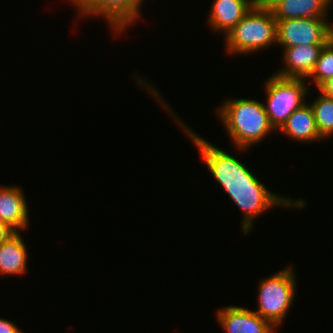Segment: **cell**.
Instances as JSON below:
<instances>
[{
	"label": "cell",
	"mask_w": 333,
	"mask_h": 333,
	"mask_svg": "<svg viewBox=\"0 0 333 333\" xmlns=\"http://www.w3.org/2000/svg\"><path fill=\"white\" fill-rule=\"evenodd\" d=\"M228 196L243 211L242 230L247 234L252 229L253 221L265 210L273 206L284 205L287 207H304L303 200H292L282 196L275 195L270 190H242L226 191Z\"/></svg>",
	"instance_id": "obj_8"
},
{
	"label": "cell",
	"mask_w": 333,
	"mask_h": 333,
	"mask_svg": "<svg viewBox=\"0 0 333 333\" xmlns=\"http://www.w3.org/2000/svg\"><path fill=\"white\" fill-rule=\"evenodd\" d=\"M282 133L296 141H316L321 139L318 132L314 112L310 105L305 103L295 110L279 129Z\"/></svg>",
	"instance_id": "obj_14"
},
{
	"label": "cell",
	"mask_w": 333,
	"mask_h": 333,
	"mask_svg": "<svg viewBox=\"0 0 333 333\" xmlns=\"http://www.w3.org/2000/svg\"><path fill=\"white\" fill-rule=\"evenodd\" d=\"M218 112L226 126L227 135L237 149H247L275 130L263 102L245 98L231 99L224 102Z\"/></svg>",
	"instance_id": "obj_1"
},
{
	"label": "cell",
	"mask_w": 333,
	"mask_h": 333,
	"mask_svg": "<svg viewBox=\"0 0 333 333\" xmlns=\"http://www.w3.org/2000/svg\"><path fill=\"white\" fill-rule=\"evenodd\" d=\"M209 25L214 31L227 34L251 9L249 0H214Z\"/></svg>",
	"instance_id": "obj_12"
},
{
	"label": "cell",
	"mask_w": 333,
	"mask_h": 333,
	"mask_svg": "<svg viewBox=\"0 0 333 333\" xmlns=\"http://www.w3.org/2000/svg\"><path fill=\"white\" fill-rule=\"evenodd\" d=\"M226 333H274L275 327L255 311L241 306H227L217 312Z\"/></svg>",
	"instance_id": "obj_9"
},
{
	"label": "cell",
	"mask_w": 333,
	"mask_h": 333,
	"mask_svg": "<svg viewBox=\"0 0 333 333\" xmlns=\"http://www.w3.org/2000/svg\"><path fill=\"white\" fill-rule=\"evenodd\" d=\"M310 77L313 78L318 89L333 77V42L331 40L322 48L314 70L307 78Z\"/></svg>",
	"instance_id": "obj_17"
},
{
	"label": "cell",
	"mask_w": 333,
	"mask_h": 333,
	"mask_svg": "<svg viewBox=\"0 0 333 333\" xmlns=\"http://www.w3.org/2000/svg\"><path fill=\"white\" fill-rule=\"evenodd\" d=\"M326 44L284 47L286 67L274 73L281 77L306 78L314 70L322 48Z\"/></svg>",
	"instance_id": "obj_10"
},
{
	"label": "cell",
	"mask_w": 333,
	"mask_h": 333,
	"mask_svg": "<svg viewBox=\"0 0 333 333\" xmlns=\"http://www.w3.org/2000/svg\"><path fill=\"white\" fill-rule=\"evenodd\" d=\"M281 0H249L251 8L272 10Z\"/></svg>",
	"instance_id": "obj_18"
},
{
	"label": "cell",
	"mask_w": 333,
	"mask_h": 333,
	"mask_svg": "<svg viewBox=\"0 0 333 333\" xmlns=\"http://www.w3.org/2000/svg\"><path fill=\"white\" fill-rule=\"evenodd\" d=\"M225 36L230 54L252 53L277 43V20L271 10L251 8Z\"/></svg>",
	"instance_id": "obj_3"
},
{
	"label": "cell",
	"mask_w": 333,
	"mask_h": 333,
	"mask_svg": "<svg viewBox=\"0 0 333 333\" xmlns=\"http://www.w3.org/2000/svg\"><path fill=\"white\" fill-rule=\"evenodd\" d=\"M15 231L5 222L0 221V244L6 241Z\"/></svg>",
	"instance_id": "obj_20"
},
{
	"label": "cell",
	"mask_w": 333,
	"mask_h": 333,
	"mask_svg": "<svg viewBox=\"0 0 333 333\" xmlns=\"http://www.w3.org/2000/svg\"><path fill=\"white\" fill-rule=\"evenodd\" d=\"M331 27L325 18L277 20V43L282 47L327 44Z\"/></svg>",
	"instance_id": "obj_6"
},
{
	"label": "cell",
	"mask_w": 333,
	"mask_h": 333,
	"mask_svg": "<svg viewBox=\"0 0 333 333\" xmlns=\"http://www.w3.org/2000/svg\"><path fill=\"white\" fill-rule=\"evenodd\" d=\"M27 257L24 241L15 232L0 244V274L13 276L27 272Z\"/></svg>",
	"instance_id": "obj_15"
},
{
	"label": "cell",
	"mask_w": 333,
	"mask_h": 333,
	"mask_svg": "<svg viewBox=\"0 0 333 333\" xmlns=\"http://www.w3.org/2000/svg\"><path fill=\"white\" fill-rule=\"evenodd\" d=\"M332 0H281L271 11L276 20L327 18Z\"/></svg>",
	"instance_id": "obj_13"
},
{
	"label": "cell",
	"mask_w": 333,
	"mask_h": 333,
	"mask_svg": "<svg viewBox=\"0 0 333 333\" xmlns=\"http://www.w3.org/2000/svg\"><path fill=\"white\" fill-rule=\"evenodd\" d=\"M267 104H264L270 124L275 130L305 102L307 86L305 78L281 77L273 74L265 84Z\"/></svg>",
	"instance_id": "obj_5"
},
{
	"label": "cell",
	"mask_w": 333,
	"mask_h": 333,
	"mask_svg": "<svg viewBox=\"0 0 333 333\" xmlns=\"http://www.w3.org/2000/svg\"><path fill=\"white\" fill-rule=\"evenodd\" d=\"M331 41L333 42V26L331 27Z\"/></svg>",
	"instance_id": "obj_22"
},
{
	"label": "cell",
	"mask_w": 333,
	"mask_h": 333,
	"mask_svg": "<svg viewBox=\"0 0 333 333\" xmlns=\"http://www.w3.org/2000/svg\"><path fill=\"white\" fill-rule=\"evenodd\" d=\"M295 276L289 266L259 283L258 310L255 312L274 327L282 323L294 301Z\"/></svg>",
	"instance_id": "obj_4"
},
{
	"label": "cell",
	"mask_w": 333,
	"mask_h": 333,
	"mask_svg": "<svg viewBox=\"0 0 333 333\" xmlns=\"http://www.w3.org/2000/svg\"><path fill=\"white\" fill-rule=\"evenodd\" d=\"M22 190L17 186L0 187V221L15 232L28 225V207Z\"/></svg>",
	"instance_id": "obj_11"
},
{
	"label": "cell",
	"mask_w": 333,
	"mask_h": 333,
	"mask_svg": "<svg viewBox=\"0 0 333 333\" xmlns=\"http://www.w3.org/2000/svg\"><path fill=\"white\" fill-rule=\"evenodd\" d=\"M176 117L175 119L179 122L177 124L183 126L185 133L199 150L210 173L225 191L268 190L241 161L204 140L189 127H184L181 119Z\"/></svg>",
	"instance_id": "obj_2"
},
{
	"label": "cell",
	"mask_w": 333,
	"mask_h": 333,
	"mask_svg": "<svg viewBox=\"0 0 333 333\" xmlns=\"http://www.w3.org/2000/svg\"><path fill=\"white\" fill-rule=\"evenodd\" d=\"M310 106L313 109L318 132L322 139L333 134V98L323 92Z\"/></svg>",
	"instance_id": "obj_16"
},
{
	"label": "cell",
	"mask_w": 333,
	"mask_h": 333,
	"mask_svg": "<svg viewBox=\"0 0 333 333\" xmlns=\"http://www.w3.org/2000/svg\"><path fill=\"white\" fill-rule=\"evenodd\" d=\"M0 333H23V331L11 321L0 318Z\"/></svg>",
	"instance_id": "obj_19"
},
{
	"label": "cell",
	"mask_w": 333,
	"mask_h": 333,
	"mask_svg": "<svg viewBox=\"0 0 333 333\" xmlns=\"http://www.w3.org/2000/svg\"><path fill=\"white\" fill-rule=\"evenodd\" d=\"M319 91L323 92L326 96L333 98V77L326 81Z\"/></svg>",
	"instance_id": "obj_21"
},
{
	"label": "cell",
	"mask_w": 333,
	"mask_h": 333,
	"mask_svg": "<svg viewBox=\"0 0 333 333\" xmlns=\"http://www.w3.org/2000/svg\"><path fill=\"white\" fill-rule=\"evenodd\" d=\"M80 15H103L112 30L122 32L140 16L143 0H70ZM138 17V18H137Z\"/></svg>",
	"instance_id": "obj_7"
}]
</instances>
